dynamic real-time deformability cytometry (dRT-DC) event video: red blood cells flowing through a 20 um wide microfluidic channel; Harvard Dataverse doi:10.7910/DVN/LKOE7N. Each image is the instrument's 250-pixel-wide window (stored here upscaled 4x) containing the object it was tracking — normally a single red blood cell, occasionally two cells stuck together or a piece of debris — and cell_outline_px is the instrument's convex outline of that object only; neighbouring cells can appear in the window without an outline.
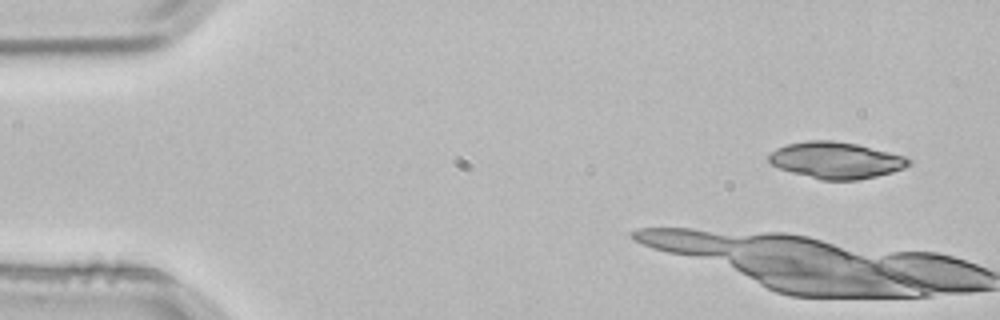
{"species": "common noctule bat (a hibernating species)", "species_latin": "Nyctalus noctula", "temperature_condition": "room temperature", "stored_images_in_passage": 4, "camera_frame_rate_fps": 3000, "um_per_image_px": 0.085, "animal": {"sex": "male", "body_mass_g": 21.5, "forearm_length_mm": 52.0}, "frame": {"image": 1, "passage_image": 1, "time_ms": 0.0, "image_size_px": [1000, 320], "cell_outline_px": [[912, 164], [904, 168], [892, 172], [876, 176], [856, 180], [820, 180], [792, 172], [768, 164], [768, 156], [776, 148], [788, 144], [808, 140], [832, 140], [856, 144], [904, 156], [912, 160]], "centroid_in_image_um": [71.04, 13.62], "position_along_channel_um": 14.0, "area_um2": 29.71}}
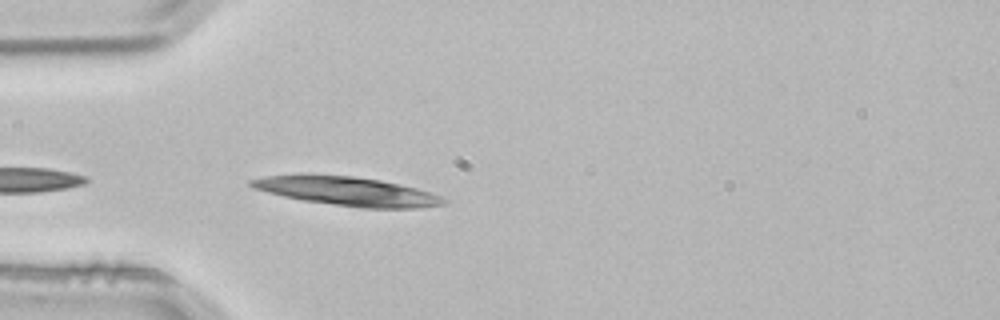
{"frame": {"image": 2, "passage_image": 4, "time_ms": 1.0, "image_size_px": [1000, 320], "cell_outline_px": [[448, 200], [444, 204], [420, 208], [360, 208], [304, 200], [284, 196], [252, 188], [248, 184], [248, 180], [264, 176], [300, 172], [352, 176], [380, 180], [400, 184], [432, 192]], "centroid_in_image_um": [29.45, 16.22], "position_along_channel_um": 55.6, "area_um2": 33.0}}